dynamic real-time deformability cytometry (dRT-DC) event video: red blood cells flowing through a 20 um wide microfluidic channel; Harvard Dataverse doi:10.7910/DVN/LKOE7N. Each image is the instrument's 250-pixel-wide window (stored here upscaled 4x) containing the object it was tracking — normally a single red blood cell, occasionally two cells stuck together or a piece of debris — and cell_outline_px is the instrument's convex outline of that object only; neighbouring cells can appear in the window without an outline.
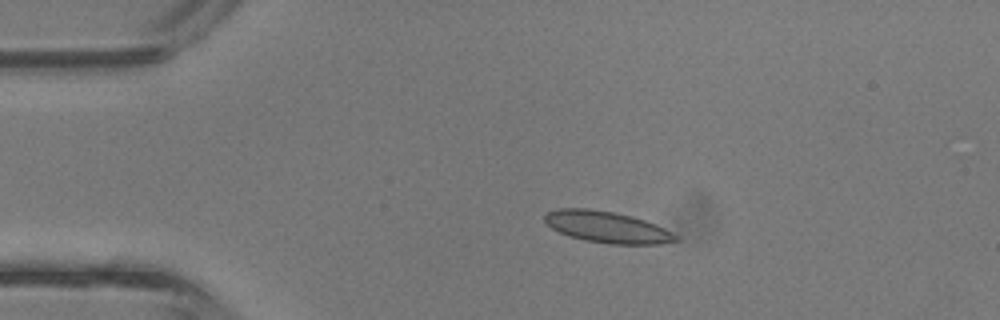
{"species": "common noctule bat (a hibernating species)", "species_latin": "Nyctalus noctula", "temperature_condition": "room temperature", "stored_images_in_passage": 41, "camera_frame_rate_fps": 3000, "um_per_image_px": 0.085, "animal": {"sex": "male", "body_mass_g": 13.3}, "frame": {"image": 1, "passage_image": 7, "time_ms": 2.0, "image_size_px": [1000, 320], "cell_outline_px": [[680, 240], [660, 244], [608, 244], [584, 240], [568, 236], [552, 228], [544, 220], [544, 216], [548, 212], [560, 208], [588, 208], [612, 212], [632, 216], [656, 224], [680, 236]], "centroid_in_image_um": [51.63, 19.31], "position_along_channel_um": 33.4, "area_um2": 24.04}}
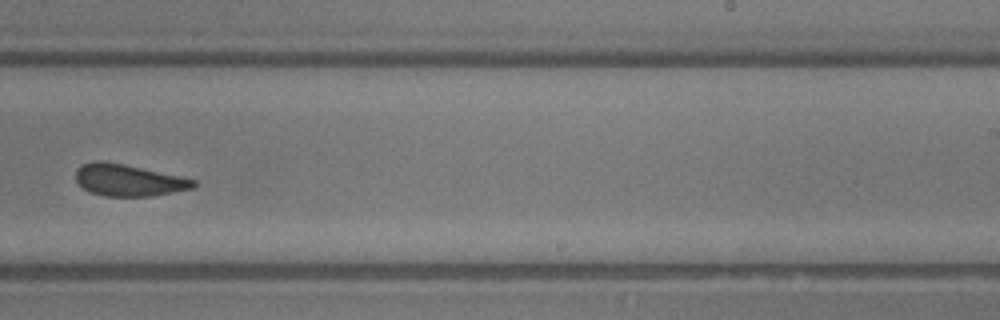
{"frame": {"image": 2, "passage_image": 25, "time_ms": 8.0, "image_size_px": [1000, 320], "cell_outline_px": [[196, 184], [192, 188], [152, 196], [104, 196], [88, 192], [76, 180], [76, 168], [92, 160], [100, 160], [124, 164], [180, 176], [196, 180]], "centroid_in_image_um": [10.89, 15.31], "position_along_channel_um": 278.1, "area_um2": 21.73}}
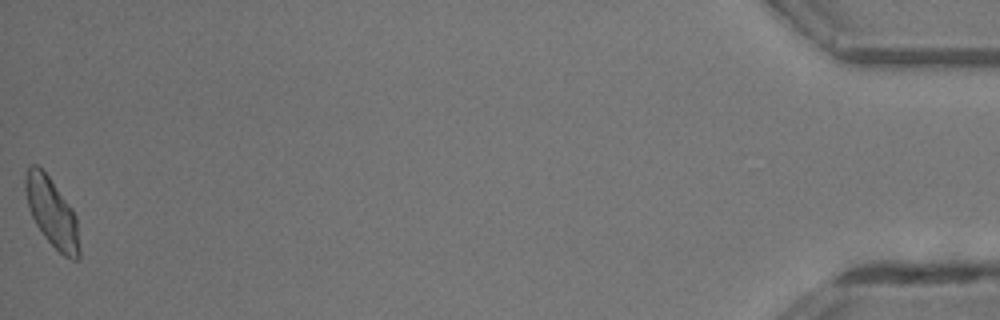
{"frame": {"image": 3, "passage_image": 41, "time_ms": 13.333, "image_size_px": [1000, 320], "cell_outline_px": [[80, 256], [76, 260], [72, 260], [64, 256], [44, 236], [36, 224], [28, 208], [24, 188], [24, 176], [28, 164], [36, 164], [48, 176], [72, 208], [76, 216], [80, 248]], "centroid_in_image_um": [4.4, 18.05], "position_along_channel_um": 430.8, "area_um2": 21.68}, "authors_computed_cell_mechanics": {"area_um2": 22.4842, "velocity_mm_per_s": 4.806, "shape_relaxation_time_tau1_ms": 3.8192, "shape_relaxation_time_tau2_ms": 1.1947, "deformation_change_tau1": 0.1082, "deformation_change_tau2": 0.0651}}